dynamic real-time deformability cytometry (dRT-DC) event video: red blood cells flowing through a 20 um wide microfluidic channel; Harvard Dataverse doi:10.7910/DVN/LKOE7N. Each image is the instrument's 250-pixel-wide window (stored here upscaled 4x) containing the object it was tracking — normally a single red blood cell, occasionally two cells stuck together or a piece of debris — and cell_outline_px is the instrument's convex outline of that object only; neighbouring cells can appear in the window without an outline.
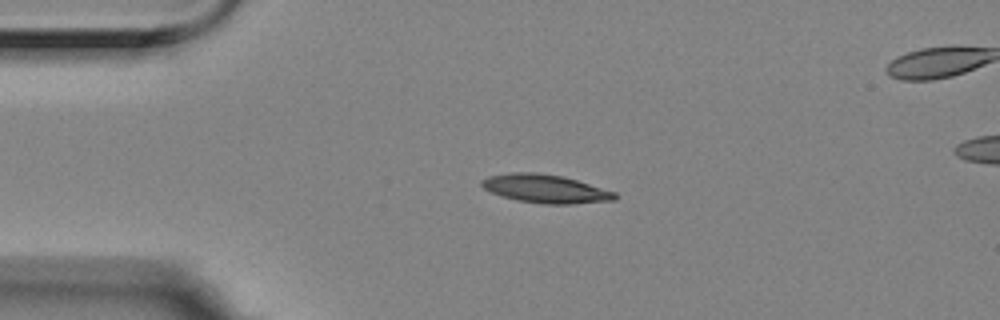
{"species": "Egyptian fruit bat (a non-hibernating species)", "species_latin": "Rousettus aegyptiacus", "temperature_condition": "room temperature", "stored_images_in_passage": 4, "camera_frame_rate_fps": 3000, "um_per_image_px": 0.085, "animal": {"sex": "female"}, "frame": {"image": 1, "passage_image": 2, "time_ms": 0.333, "image_size_px": [1000, 320], "cell_outline_px": [[620, 196], [616, 200], [572, 204], [544, 204], [516, 200], [500, 196], [484, 188], [480, 184], [480, 180], [488, 176], [512, 172], [532, 172], [560, 176], [576, 180], [616, 192]], "centroid_in_image_um": [46.36, 16.05], "position_along_channel_um": 38.6, "area_um2": 22.08}}
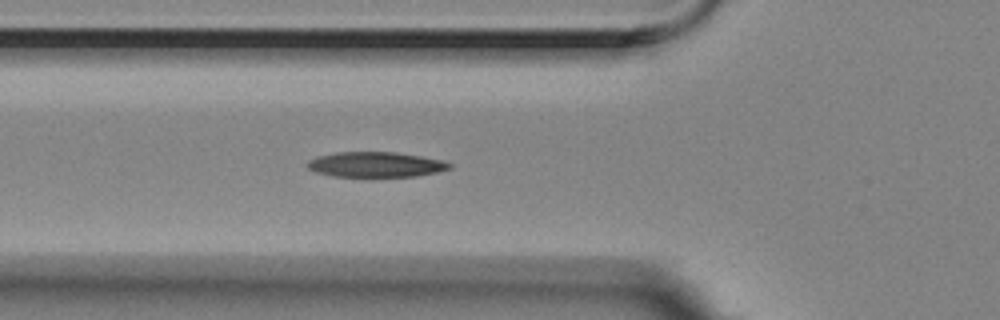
{"frame": {"image": 2, "passage_image": 4, "time_ms": 1.0, "image_size_px": [1000, 320], "cell_outline_px": [[452, 168], [436, 172], [416, 176], [332, 176], [316, 172], [308, 168], [308, 160], [316, 156], [336, 152], [396, 152], [420, 156], [440, 160], [452, 164]], "centroid_in_image_um": [31.91, 13.98], "position_along_channel_um": 93.9, "area_um2": 20.69}}